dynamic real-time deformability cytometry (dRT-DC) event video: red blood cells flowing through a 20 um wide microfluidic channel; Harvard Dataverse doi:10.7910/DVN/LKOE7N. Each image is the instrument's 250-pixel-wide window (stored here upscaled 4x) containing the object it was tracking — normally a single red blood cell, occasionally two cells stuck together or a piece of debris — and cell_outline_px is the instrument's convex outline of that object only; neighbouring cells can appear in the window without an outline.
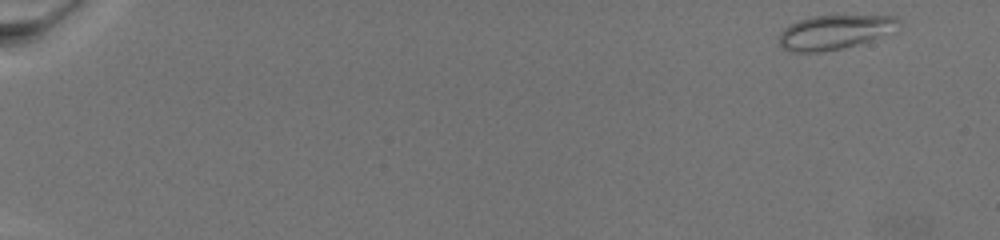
{"species": "common noctule bat (a hibernating species)", "species_latin": "Nyctalus noctula", "temperature_condition": "warm", "stored_images_in_passage": 59, "camera_frame_rate_fps": 3000, "um_per_image_px": 0.085, "animal": {"sex": "female", "body_mass_g": 19.5, "forearm_length_mm": 54.1}, "frame": {"image": 1, "passage_image": 1, "time_ms": 0.0, "image_size_px": [1000, 240], "cell_outline_px": [[904, 24], [896, 32], [856, 44], [840, 48], [820, 52], [788, 52], [780, 44], [780, 32], [784, 28], [800, 20], [812, 16], [896, 16]], "centroid_in_image_um": [71.02, 2.73], "position_along_channel_um": 14.0, "area_um2": 23.87}}
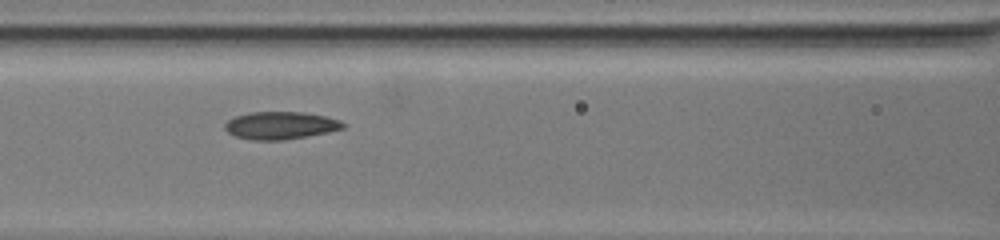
{"frame": {"image": 2, "passage_image": 36, "time_ms": 10.667, "image_size_px": [1000, 240], "cell_outline_px": [[344, 128], [328, 132], [280, 140], [252, 140], [236, 136], [228, 132], [224, 128], [224, 124], [228, 120], [236, 116], [248, 112], [304, 112], [324, 116], [340, 120], [344, 124]], "centroid_in_image_um": [23.81, 10.65], "position_along_channel_um": 142.8, "area_um2": 18.79}}
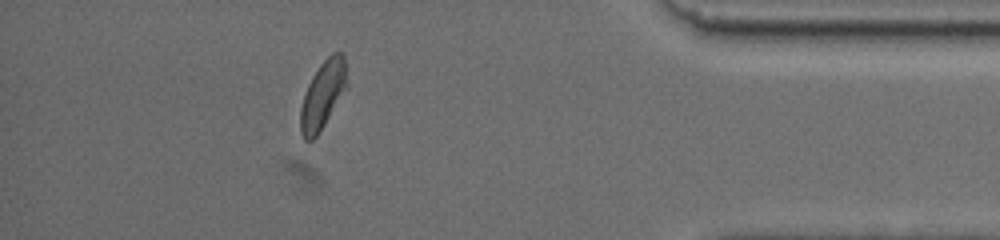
{"frame": {"image": 3, "passage_image": 52, "time_ms": 20.667, "image_size_px": [1000, 240], "cell_outline_px": [[348, 88], [316, 136], [312, 140], [304, 140], [300, 132], [300, 108], [308, 84], [312, 76], [320, 64], [332, 52], [340, 52], [344, 56]], "centroid_in_image_um": [27.45, 8.05], "position_along_channel_um": 407.8, "area_um2": 18.32}}